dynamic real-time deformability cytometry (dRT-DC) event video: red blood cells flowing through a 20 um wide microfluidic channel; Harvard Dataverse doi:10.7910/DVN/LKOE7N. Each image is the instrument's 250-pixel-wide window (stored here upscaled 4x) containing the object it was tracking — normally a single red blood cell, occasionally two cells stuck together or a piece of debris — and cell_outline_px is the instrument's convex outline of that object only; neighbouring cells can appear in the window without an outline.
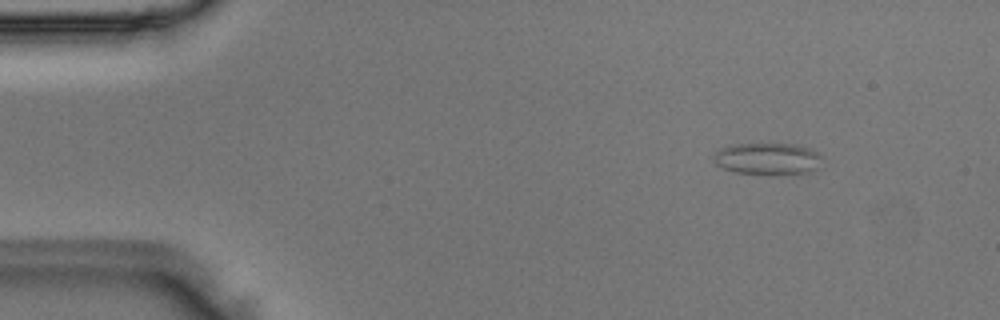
{"species": "Egyptian fruit bat (a non-hibernating species)", "species_latin": "Rousettus aegyptiacus", "temperature_condition": "room temperature", "stored_images_in_passage": 46, "camera_frame_rate_fps": 3000, "um_per_image_px": 0.085, "animal": {"sex": "male"}, "frame": {"image": 1, "passage_image": 1, "time_ms": 0.0, "image_size_px": [1000, 320], "cell_outline_px": [[820, 168], [808, 172], [768, 176], [732, 172], [716, 164], [712, 160], [712, 156], [720, 148], [732, 144], [796, 144], [808, 148], [816, 152], [820, 156]], "centroid_in_image_um": [65.21, 13.52], "position_along_channel_um": 19.8, "area_um2": 20.58}}
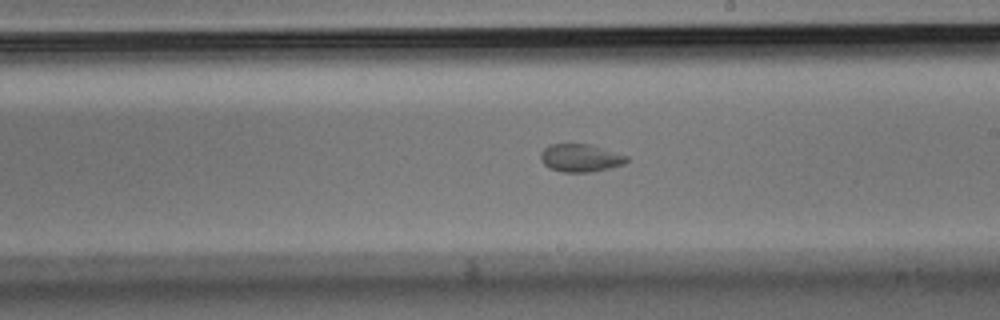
{"frame": {"image": 2, "passage_image": 24, "time_ms": 7.667, "image_size_px": [1000, 320], "cell_outline_px": [[628, 160], [624, 164], [608, 168], [588, 172], [564, 172], [552, 168], [544, 164], [540, 160], [540, 152], [548, 144], [588, 144], [628, 156]], "centroid_in_image_um": [49.31, 13.42], "position_along_channel_um": 239.7, "area_um2": 13.76}}
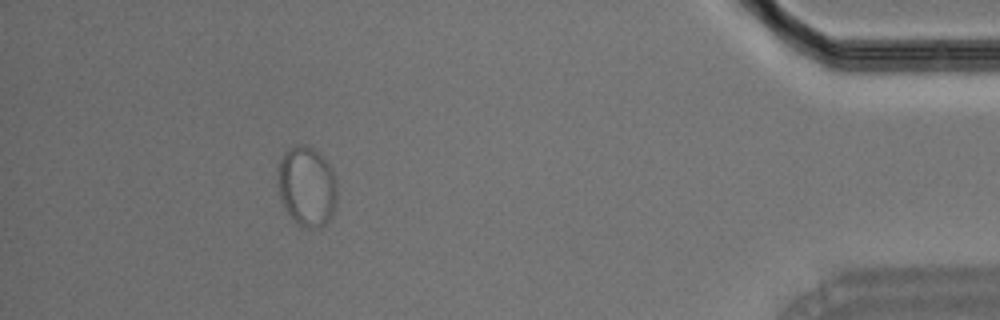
{"frame": {"image": 3, "passage_image": 41, "time_ms": 13.333, "image_size_px": [1000, 320], "cell_outline_px": [[336, 208], [332, 216], [324, 224], [316, 228], [308, 228], [296, 224], [292, 220], [284, 208], [280, 196], [276, 176], [280, 160], [284, 152], [292, 144], [304, 144], [320, 152], [328, 160], [332, 168], [336, 180]], "centroid_in_image_um": [26.08, 15.81], "position_along_channel_um": 409.1, "area_um2": 28.38}}